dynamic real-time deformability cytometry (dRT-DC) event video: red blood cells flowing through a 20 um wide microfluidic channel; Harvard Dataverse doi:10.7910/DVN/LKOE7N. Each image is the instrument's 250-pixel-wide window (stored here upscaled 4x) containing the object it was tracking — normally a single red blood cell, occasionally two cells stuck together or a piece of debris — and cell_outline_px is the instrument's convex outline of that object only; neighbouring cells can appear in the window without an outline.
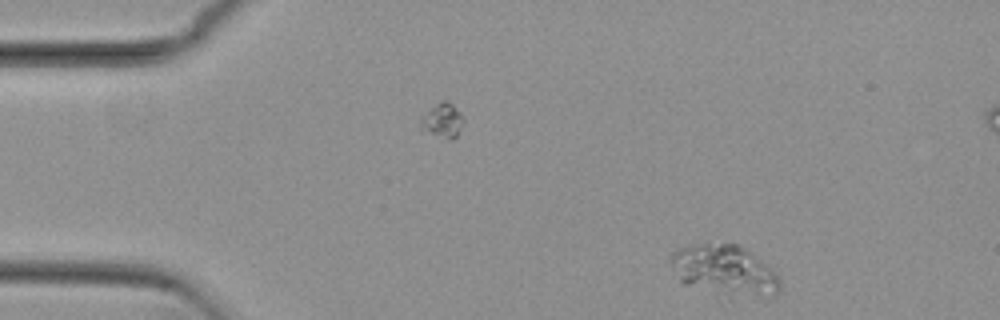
{"species": "common noctule bat (a hibernating species)", "species_latin": "Nyctalus noctula", "temperature_condition": "cold", "stored_images_in_passage": 48, "camera_frame_rate_fps": 3000, "um_per_image_px": 0.085, "animal": {"sex": "female", "body_mass_g": 29.2, "forearm_length_mm": 56.3}, "frame": {"image": 1, "passage_image": 1, "time_ms": 0.0, "image_size_px": [1000, 320], "cell_outline_px": [[780, 292], [776, 296], [728, 296], [684, 284], [680, 280], [672, 264], [672, 252], [680, 248], [692, 244], [736, 244], [744, 248], [768, 264], [776, 272], [780, 280]], "centroid_in_image_um": [61.66, 22.99], "position_along_channel_um": 23.3, "area_um2": 31.79}}
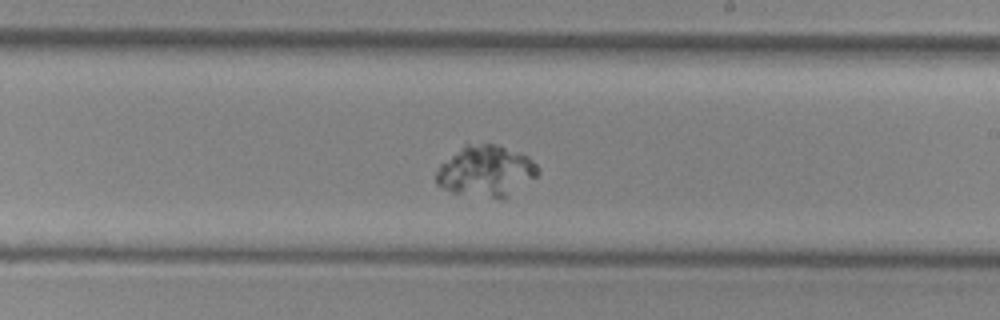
{"frame": {"image": 2, "passage_image": 25, "time_ms": 8.0, "image_size_px": [1000, 320], "cell_outline_px": [[540, 172], [536, 176], [504, 200], [500, 200], [452, 192], [436, 184], [436, 172], [440, 164], [464, 144], [500, 144], [528, 156], [540, 168]], "centroid_in_image_um": [41.32, 14.55], "position_along_channel_um": 247.7, "area_um2": 30.58}}
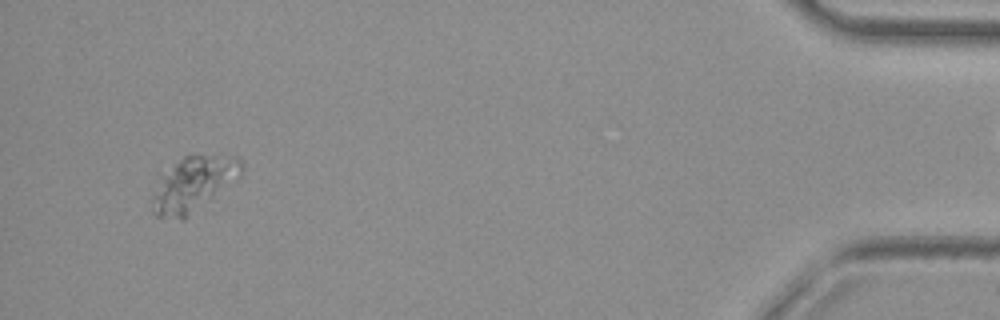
{"frame": {"image": 3, "passage_image": 45, "time_ms": 14.667, "image_size_px": [1000, 320], "cell_outline_px": [[244, 168], [240, 176], [236, 180], [184, 220], [180, 220], [156, 216], [152, 212], [152, 196], [164, 176], [184, 156], [192, 152], [236, 156], [244, 160]], "centroid_in_image_um": [16.53, 15.61], "position_along_channel_um": 418.7, "area_um2": 28.5}}